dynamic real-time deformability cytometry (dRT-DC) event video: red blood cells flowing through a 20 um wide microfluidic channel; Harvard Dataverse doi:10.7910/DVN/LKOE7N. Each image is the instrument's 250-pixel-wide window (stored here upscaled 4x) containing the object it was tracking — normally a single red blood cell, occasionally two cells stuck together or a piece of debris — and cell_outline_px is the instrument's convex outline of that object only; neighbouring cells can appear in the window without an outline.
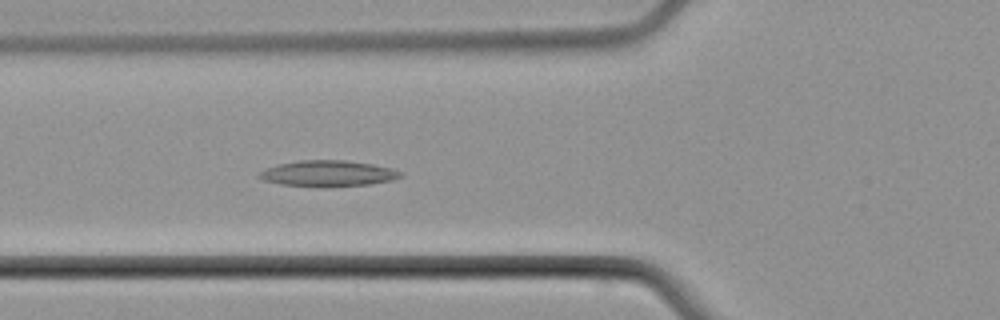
{"species": "common noctule bat (a hibernating species)", "species_latin": "Nyctalus noctula", "temperature_condition": "cold", "stored_images_in_passage": 5, "camera_frame_rate_fps": 3000, "um_per_image_px": 0.085, "animal": {"sex": "male", "body_mass_g": 21.5, "forearm_length_mm": 52.0}, "frame": {"image": 1, "passage_image": 5, "time_ms": 7.0, "image_size_px": [1000, 320], "cell_outline_px": [[404, 176], [392, 180], [368, 184], [280, 184], [260, 180], [256, 176], [264, 168], [280, 164], [300, 160], [344, 160], [372, 164], [392, 168], [404, 172]], "centroid_in_image_um": [27.88, 14.7], "position_along_channel_um": 97.9, "area_um2": 20.52}}